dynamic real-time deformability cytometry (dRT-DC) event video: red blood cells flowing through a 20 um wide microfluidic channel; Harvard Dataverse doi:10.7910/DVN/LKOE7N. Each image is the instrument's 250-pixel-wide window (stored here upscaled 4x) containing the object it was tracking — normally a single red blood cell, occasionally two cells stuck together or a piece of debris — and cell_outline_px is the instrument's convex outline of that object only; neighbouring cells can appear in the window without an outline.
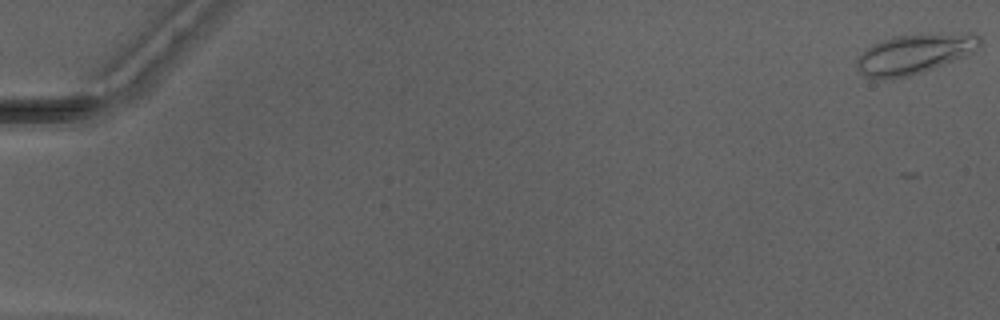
{"species": "Egyptian fruit bat (a non-hibernating species)", "species_latin": "Rousettus aegyptiacus", "temperature_condition": "warm", "stored_images_in_passage": 53, "camera_frame_rate_fps": 3000, "um_per_image_px": 0.085, "animal": {"sex": "male"}, "frame": {"image": 1, "passage_image": 1, "time_ms": 0.0, "image_size_px": [1000, 320], "cell_outline_px": [[980, 48], [964, 56], [932, 68], [908, 76], [892, 80], [864, 76], [856, 68], [856, 60], [864, 48], [872, 44], [892, 36], [932, 32], [972, 32], [980, 36]], "centroid_in_image_um": [77.72, 4.54], "position_along_channel_um": 7.3, "area_um2": 29.19}}
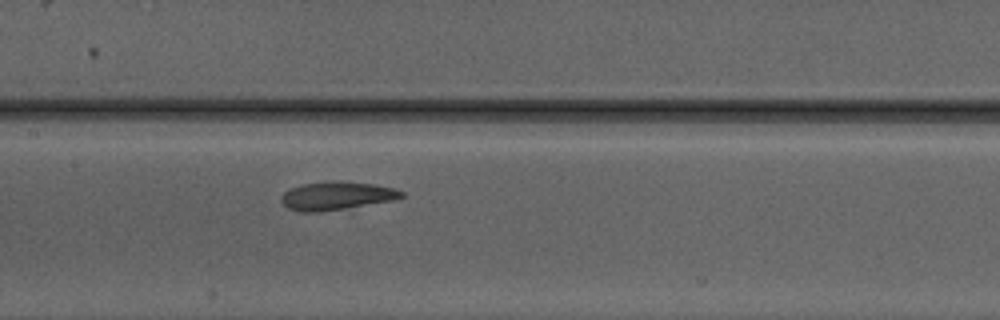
{"frame": {"image": 2, "passage_image": 27, "time_ms": 8.667, "image_size_px": [1000, 320], "cell_outline_px": [[404, 196], [392, 200], [320, 212], [300, 212], [288, 208], [280, 200], [280, 196], [284, 192], [292, 188], [304, 184], [332, 180], [372, 184], [396, 188], [404, 192]], "centroid_in_image_um": [28.59, 16.64], "position_along_channel_um": 178.8, "area_um2": 19.59}}
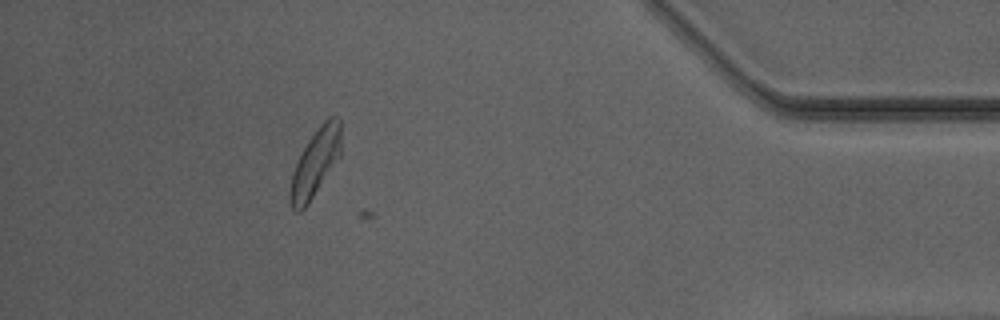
{"frame": {"image": 3, "passage_image": 47, "time_ms": 15.333, "image_size_px": [1000, 320], "cell_outline_px": [[340, 156], [308, 204], [300, 212], [296, 212], [292, 208], [288, 192], [292, 172], [308, 140], [316, 128], [328, 116], [336, 116], [340, 120]], "centroid_in_image_um": [26.78, 13.84], "position_along_channel_um": 408.4, "area_um2": 19.88}}